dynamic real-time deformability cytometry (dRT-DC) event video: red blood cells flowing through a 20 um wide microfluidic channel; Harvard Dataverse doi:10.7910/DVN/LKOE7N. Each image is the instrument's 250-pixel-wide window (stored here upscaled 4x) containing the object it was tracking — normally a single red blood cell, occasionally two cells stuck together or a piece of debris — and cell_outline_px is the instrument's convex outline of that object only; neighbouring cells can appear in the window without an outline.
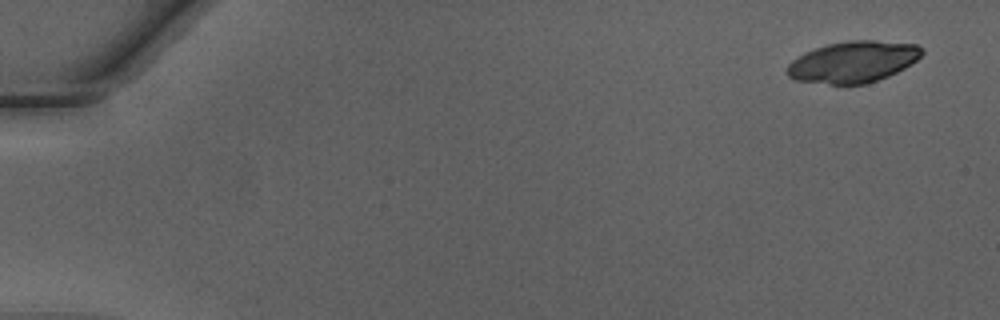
{"species": "Egyptian fruit bat (a non-hibernating species)", "species_latin": "Rousettus aegyptiacus", "temperature_condition": "warm", "stored_images_in_passage": 4, "camera_frame_rate_fps": 3000, "um_per_image_px": 0.085, "animal": {"sex": "male"}, "frame": {"image": 1, "passage_image": 1, "time_ms": 0.0, "image_size_px": [1000, 320], "cell_outline_px": [[924, 52], [916, 60], [904, 68], [888, 76], [864, 84], [828, 84], [792, 80], [784, 72], [788, 64], [792, 60], [804, 52], [828, 44], [848, 40], [872, 40], [916, 44], [924, 48]], "centroid_in_image_um": [72.48, 5.26], "position_along_channel_um": 12.5, "area_um2": 32.6}}